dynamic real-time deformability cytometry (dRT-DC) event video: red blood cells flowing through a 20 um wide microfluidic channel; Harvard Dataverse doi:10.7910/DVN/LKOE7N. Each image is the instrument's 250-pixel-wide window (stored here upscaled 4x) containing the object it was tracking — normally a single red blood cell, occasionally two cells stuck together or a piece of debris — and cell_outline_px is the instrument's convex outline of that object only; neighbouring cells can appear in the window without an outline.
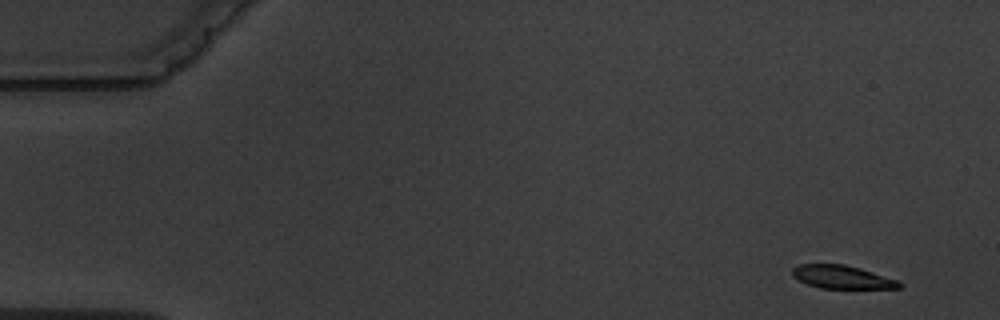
{"species": "common noctule bat (a hibernating species)", "species_latin": "Nyctalus noctula", "temperature_condition": "warm", "stored_images_in_passage": 4, "camera_frame_rate_fps": 3000, "um_per_image_px": 0.085, "animal": {"sex": "male", "body_mass_g": 19.5, "forearm_length_mm": 54.6}, "frame": {"image": 1, "passage_image": 1, "time_ms": 0.0, "image_size_px": [1000, 320], "cell_outline_px": [[904, 284], [900, 288], [820, 288], [808, 284], [792, 276], [792, 268], [800, 264], [844, 264], [860, 268], [900, 280]], "centroid_in_image_um": [71.62, 23.54], "position_along_channel_um": 13.4, "area_um2": 14.51}}
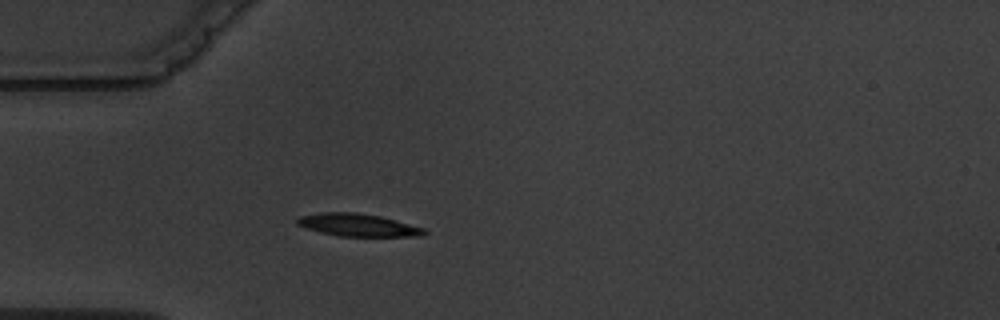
{"frame": {"image": 2, "passage_image": 4, "time_ms": 4.333, "image_size_px": [1000, 320], "cell_outline_px": [[428, 232], [424, 236], [340, 236], [320, 232], [296, 224], [296, 220], [300, 216], [320, 212], [356, 212], [380, 216], [424, 228]], "centroid_in_image_um": [30.43, 19.12], "position_along_channel_um": 54.6, "area_um2": 16.65}}